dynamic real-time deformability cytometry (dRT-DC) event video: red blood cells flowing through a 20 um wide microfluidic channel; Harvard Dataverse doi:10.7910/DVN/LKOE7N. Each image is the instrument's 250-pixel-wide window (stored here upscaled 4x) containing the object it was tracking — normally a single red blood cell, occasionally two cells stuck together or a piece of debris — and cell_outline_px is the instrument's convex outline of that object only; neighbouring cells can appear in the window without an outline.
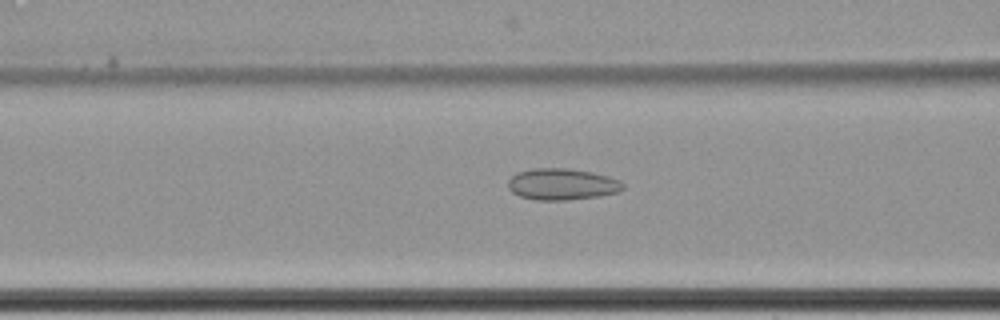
{"species": "common noctule bat (a hibernating species)", "species_latin": "Nyctalus noctula", "temperature_condition": "cold", "stored_images_in_passage": 48, "camera_frame_rate_fps": 3000, "um_per_image_px": 0.085, "animal": {"sex": "female", "body_mass_g": 22.7, "forearm_length_mm": 54.2}, "frame": {"image": 1, "passage_image": 13, "time_ms": 4.0, "image_size_px": [1000, 320], "cell_outline_px": [[624, 188], [616, 192], [600, 196], [568, 200], [536, 200], [520, 196], [512, 192], [508, 188], [508, 180], [516, 172], [532, 168], [568, 168], [592, 172], [608, 176], [620, 180], [624, 184]], "centroid_in_image_um": [47.76, 15.65], "position_along_channel_um": 118.8, "area_um2": 21.21}}
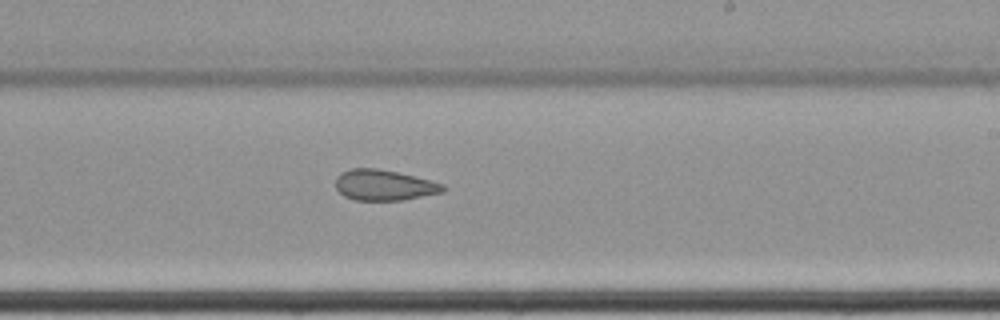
{"frame": {"image": 2, "passage_image": 25, "time_ms": 8.0, "image_size_px": [1000, 320], "cell_outline_px": [[448, 188], [444, 192], [400, 200], [356, 200], [344, 196], [336, 188], [336, 176], [340, 172], [352, 168], [376, 168], [396, 172], [444, 184]], "centroid_in_image_um": [32.63, 15.73], "position_along_channel_um": 256.4, "area_um2": 19.07}}
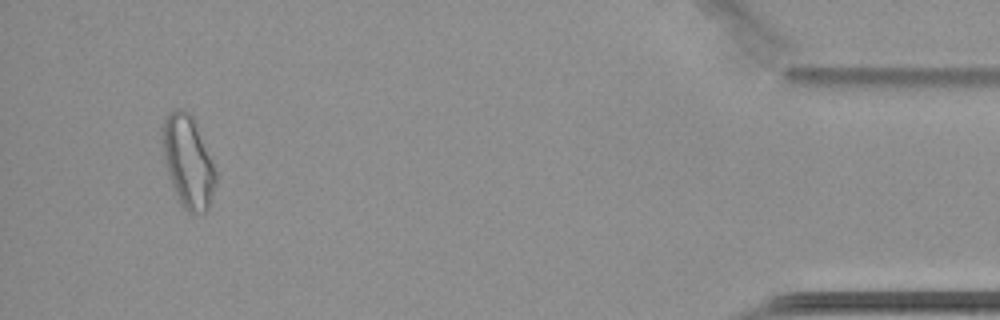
{"frame": {"image": 3, "passage_image": 45, "time_ms": 14.667, "image_size_px": [1000, 320], "cell_outline_px": [[216, 180], [212, 196], [208, 208], [204, 212], [192, 216], [180, 204], [168, 176], [160, 148], [160, 128], [168, 112], [172, 108], [184, 108], [196, 120], [216, 172]], "centroid_in_image_um": [15.93, 13.69], "position_along_channel_um": 419.3, "area_um2": 29.48}, "authors_computed_cell_mechanics": {"area_um2": 21.2126, "velocity_mm_per_s": 3.4451, "shape_relaxation_time_tau1_ms": null, "shape_relaxation_time_tau2_ms": 2.9643, "deformation_change_tau1": null, "deformation_change_tau2": 0.0882}}